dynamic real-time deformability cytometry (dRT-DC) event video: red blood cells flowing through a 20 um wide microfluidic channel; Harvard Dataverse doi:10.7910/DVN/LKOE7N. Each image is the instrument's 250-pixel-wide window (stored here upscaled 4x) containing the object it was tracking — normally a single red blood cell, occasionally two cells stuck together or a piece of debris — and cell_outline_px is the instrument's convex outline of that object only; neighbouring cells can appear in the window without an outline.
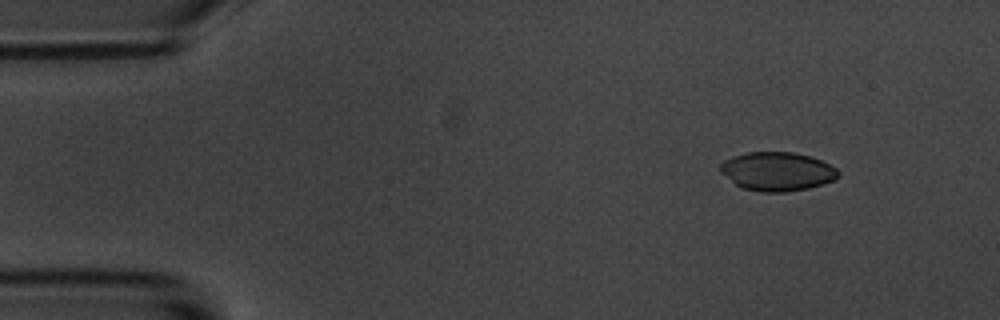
{"species": "common noctule bat (a hibernating species)", "species_latin": "Nyctalus noctula", "temperature_condition": "room temperature", "stored_images_in_passage": 4, "camera_frame_rate_fps": 3000, "um_per_image_px": 0.085, "animal": {"sex": "male", "body_mass_g": 20.1, "forearm_length_mm": 53.5}, "frame": {"image": 1, "passage_image": 1, "time_ms": 0.0, "image_size_px": [1000, 320], "cell_outline_px": [[840, 176], [832, 180], [808, 188], [784, 192], [760, 192], [744, 188], [736, 184], [720, 172], [720, 164], [724, 160], [732, 156], [748, 152], [792, 152], [808, 156], [820, 160], [836, 168], [840, 172]], "centroid_in_image_um": [66.04, 14.57], "position_along_channel_um": 19.0, "area_um2": 26.41}}